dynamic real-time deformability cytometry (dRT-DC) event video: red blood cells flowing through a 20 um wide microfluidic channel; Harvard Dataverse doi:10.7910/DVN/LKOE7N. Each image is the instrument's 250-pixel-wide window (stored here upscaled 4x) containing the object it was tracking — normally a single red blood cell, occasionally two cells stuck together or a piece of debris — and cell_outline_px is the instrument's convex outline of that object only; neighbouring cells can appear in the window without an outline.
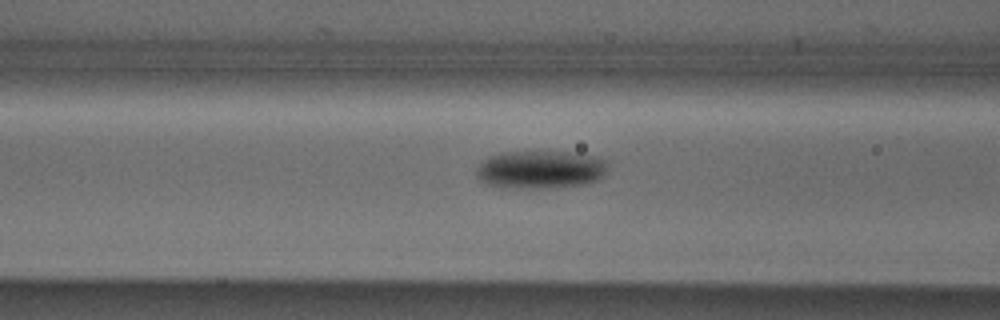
{"species": "Egyptian fruit bat (a non-hibernating species)", "species_latin": "Rousettus aegyptiacus", "temperature_condition": "cold", "stored_images_in_passage": 7, "camera_frame_rate_fps": 3000, "um_per_image_px": 0.085, "animal": {"sex": "male"}, "frame": {"image": 1, "passage_image": 5, "time_ms": 1.333, "image_size_px": [1000, 320], "cell_outline_px": [[608, 164], [604, 176], [600, 180], [584, 184], [556, 188], [504, 188], [484, 184], [476, 176], [476, 172], [480, 164], [488, 156], [500, 152], [568, 152], [592, 156], [604, 160]], "centroid_in_image_um": [45.92, 14.43], "position_along_channel_um": 120.7, "area_um2": 29.42}}